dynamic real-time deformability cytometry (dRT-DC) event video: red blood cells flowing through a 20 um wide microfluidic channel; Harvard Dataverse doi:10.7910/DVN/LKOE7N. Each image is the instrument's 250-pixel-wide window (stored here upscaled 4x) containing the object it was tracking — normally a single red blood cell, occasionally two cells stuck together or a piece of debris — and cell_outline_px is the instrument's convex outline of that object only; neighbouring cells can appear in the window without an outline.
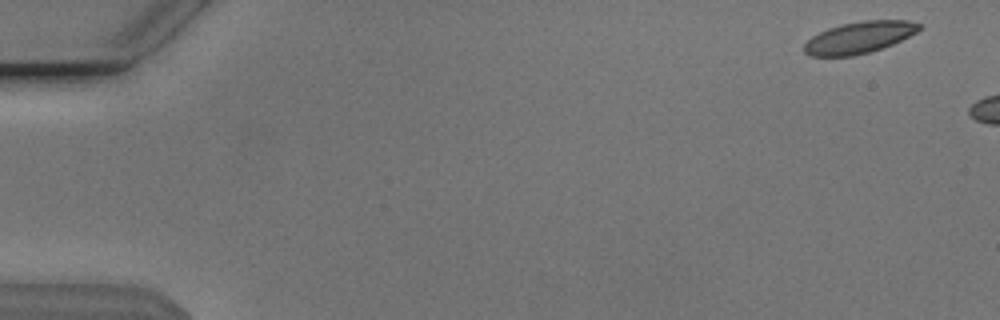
{"species": "Egyptian fruit bat (a non-hibernating species)", "species_latin": "Rousettus aegyptiacus", "temperature_condition": "cold", "stored_images_in_passage": 10, "camera_frame_rate_fps": 3000, "um_per_image_px": 0.085, "animal": {"sex": "male"}, "frame": {"image": 1, "passage_image": 2, "time_ms": 0.333, "image_size_px": [1000, 320], "cell_outline_px": [[924, 28], [892, 44], [868, 52], [852, 56], [808, 56], [804, 52], [804, 44], [812, 36], [828, 28], [840, 24], [860, 20], [908, 20], [920, 24]], "centroid_in_image_um": [73.02, 3.17], "position_along_channel_um": 12.0, "area_um2": 21.21}}